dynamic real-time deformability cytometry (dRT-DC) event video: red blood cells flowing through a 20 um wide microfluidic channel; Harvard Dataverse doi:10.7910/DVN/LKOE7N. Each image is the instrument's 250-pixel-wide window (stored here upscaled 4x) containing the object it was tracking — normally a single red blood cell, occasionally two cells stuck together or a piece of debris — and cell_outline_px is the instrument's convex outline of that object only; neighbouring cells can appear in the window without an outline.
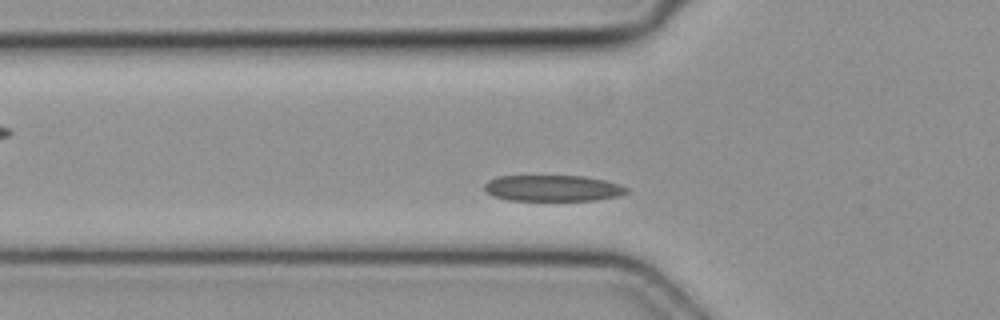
{"species": "common noctule bat (a hibernating species)", "species_latin": "Nyctalus noctula", "temperature_condition": "cold", "stored_images_in_passage": 29, "camera_frame_rate_fps": 3000, "um_per_image_px": 0.085, "animal": {"sex": "female", "body_mass_g": 19.3, "forearm_length_mm": 54.1}, "frame": {"image": 1, "passage_image": 2, "time_ms": 0.333, "image_size_px": [1000, 320], "cell_outline_px": [[628, 192], [620, 196], [596, 200], [508, 200], [492, 196], [484, 188], [484, 184], [488, 180], [496, 176], [584, 176], [604, 180], [620, 184], [628, 188]], "centroid_in_image_um": [46.99, 15.99], "position_along_channel_um": 78.8, "area_um2": 21.73}}
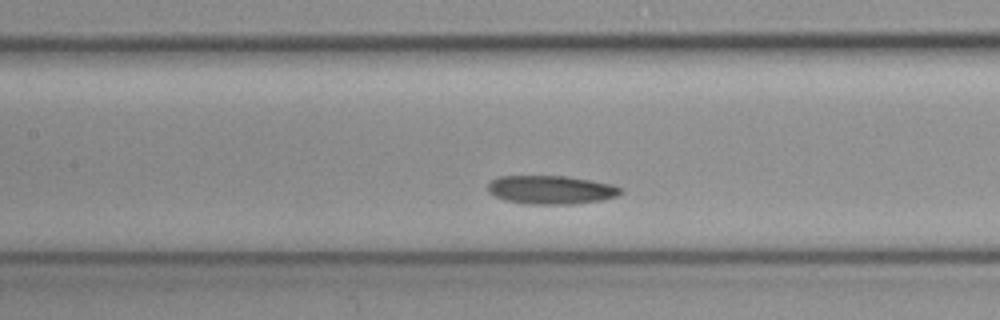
{"frame": {"image": 2, "passage_image": 8, "time_ms": 2.333, "image_size_px": [1000, 320], "cell_outline_px": [[624, 192], [616, 196], [600, 200], [572, 204], [524, 204], [504, 200], [488, 192], [488, 184], [492, 180], [500, 176], [568, 176], [592, 180], [612, 184], [624, 188]], "centroid_in_image_um": [46.86, 16.13], "position_along_channel_um": 160.5, "area_um2": 22.25}}
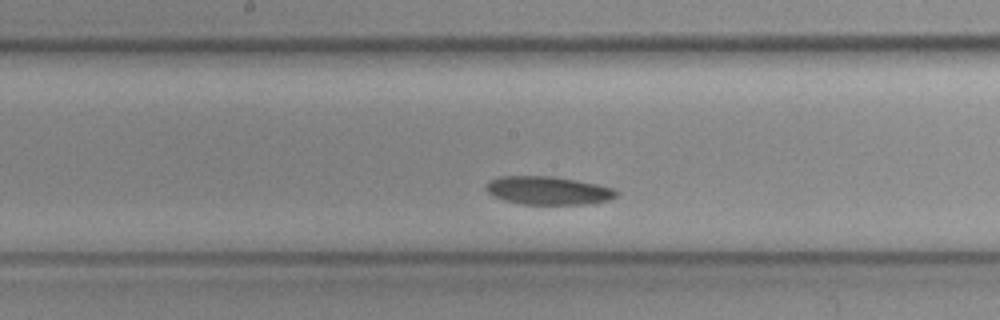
{"frame": {"image": 3, "passage_image": 11, "time_ms": 3.333, "image_size_px": [1000, 320], "cell_outline_px": [[620, 192], [616, 196], [608, 200], [592, 204], [520, 204], [504, 200], [492, 196], [488, 192], [488, 180], [500, 176], [552, 176], [576, 180], [616, 188]], "centroid_in_image_um": [46.63, 16.19], "position_along_channel_um": 201.6, "area_um2": 21.56}}